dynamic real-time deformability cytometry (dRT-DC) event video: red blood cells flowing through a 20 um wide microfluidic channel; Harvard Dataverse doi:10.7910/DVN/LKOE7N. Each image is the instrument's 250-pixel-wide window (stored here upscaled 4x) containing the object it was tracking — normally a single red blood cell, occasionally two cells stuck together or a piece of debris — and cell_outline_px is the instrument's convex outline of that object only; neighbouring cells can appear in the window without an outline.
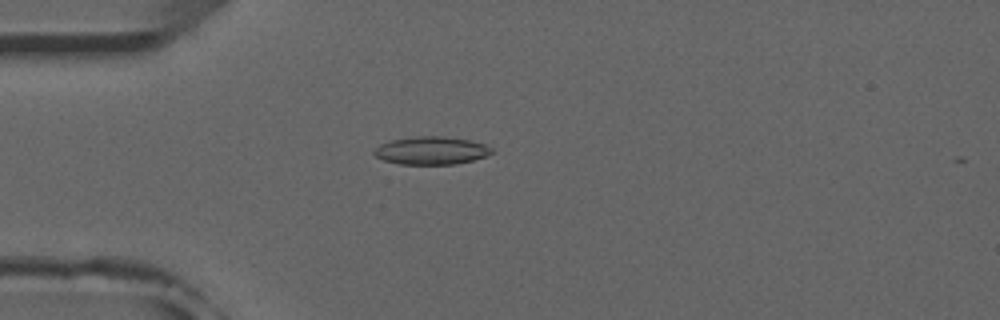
{"species": "common noctule bat (a hibernating species)", "species_latin": "Nyctalus noctula", "temperature_condition": "room temperature", "stored_images_in_passage": 52, "camera_frame_rate_fps": 3000, "um_per_image_px": 0.085, "animal": {"sex": "male", "forearm_length_mm": 52.5}, "frame": {"image": 1, "passage_image": 14, "time_ms": 4.333, "image_size_px": [1000, 320], "cell_outline_px": [[492, 152], [484, 156], [472, 160], [456, 164], [400, 164], [384, 160], [376, 156], [372, 152], [380, 144], [388, 140], [416, 136], [444, 136], [468, 140], [484, 144], [492, 148]], "centroid_in_image_um": [36.62, 12.79], "position_along_channel_um": 48.4, "area_um2": 19.02}}
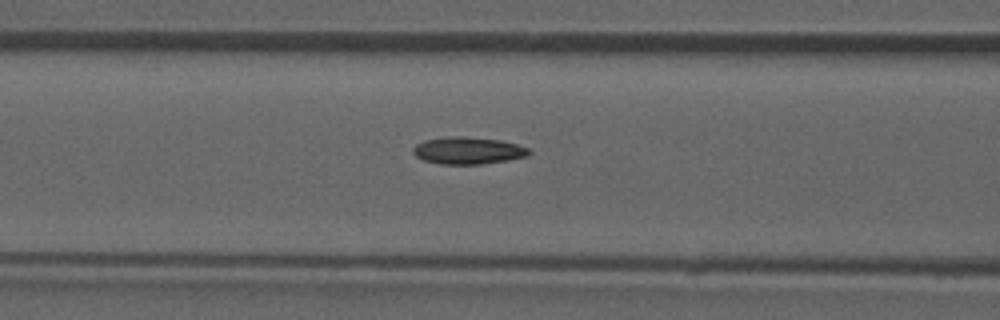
{"frame": {"image": 2, "passage_image": 21, "time_ms": 6.667, "image_size_px": [1000, 320], "cell_outline_px": [[532, 152], [528, 156], [508, 160], [480, 164], [440, 164], [424, 160], [416, 156], [412, 152], [412, 148], [416, 144], [424, 140], [448, 136], [464, 136], [500, 140], [516, 144], [528, 148]], "centroid_in_image_um": [39.77, 12.79], "position_along_channel_um": 126.8, "area_um2": 18.38}}
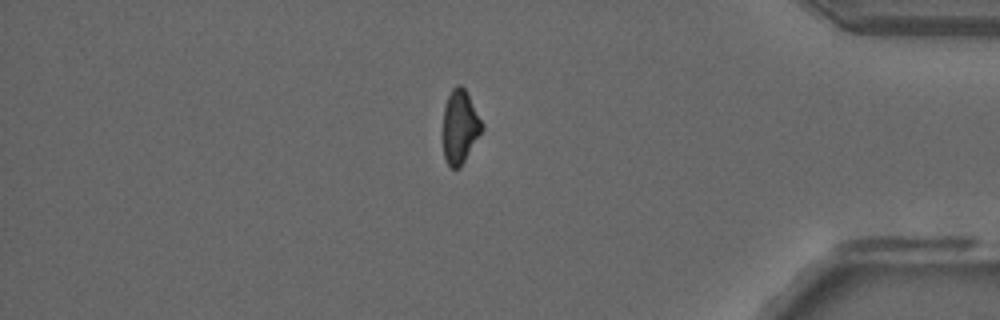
{"frame": {"image": 3, "passage_image": 44, "time_ms": 14.333, "image_size_px": [1000, 320], "cell_outline_px": [[484, 128], [460, 168], [452, 168], [448, 164], [444, 156], [444, 104], [452, 88], [456, 84], [460, 84], [464, 88], [484, 124]], "centroid_in_image_um": [39.11, 10.76], "position_along_channel_um": 396.1, "area_um2": 16.53}, "authors_computed_cell_mechanics": {"area_um2": 17.9758, "velocity_mm_per_s": 3.9357, "shape_relaxation_time_tau1_ms": null, "shape_relaxation_time_tau2_ms": 4.611, "deformation_change_tau1": null, "deformation_change_tau2": 0.1108}}